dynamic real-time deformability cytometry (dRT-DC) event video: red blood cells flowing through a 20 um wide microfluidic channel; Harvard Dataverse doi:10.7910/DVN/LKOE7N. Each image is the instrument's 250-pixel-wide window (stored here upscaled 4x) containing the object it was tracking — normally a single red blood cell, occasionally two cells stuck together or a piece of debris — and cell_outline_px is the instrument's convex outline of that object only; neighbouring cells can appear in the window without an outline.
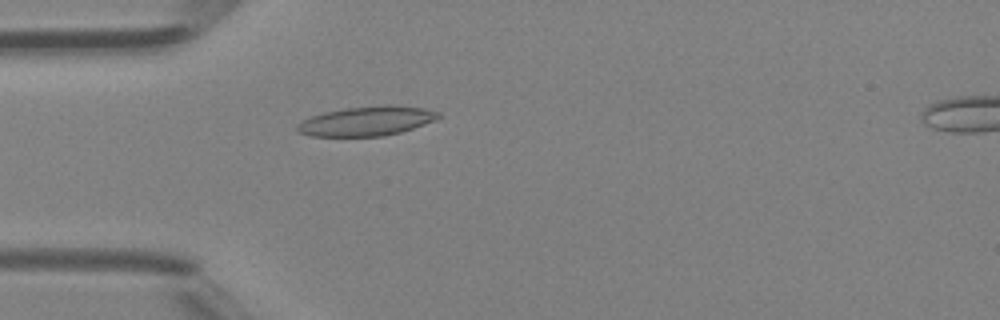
{"species": "Egyptian fruit bat (a non-hibernating species)", "species_latin": "Rousettus aegyptiacus", "temperature_condition": "room temperature", "stored_images_in_passage": 46, "camera_frame_rate_fps": 3000, "um_per_image_px": 0.085, "animal": {"sex": "female"}, "frame": {"image": 1, "passage_image": 14, "time_ms": 4.333, "image_size_px": [1000, 320], "cell_outline_px": [[440, 116], [436, 120], [400, 132], [384, 136], [312, 136], [300, 132], [296, 128], [296, 124], [300, 120], [324, 112], [344, 108], [384, 104], [392, 104], [424, 108], [440, 112]], "centroid_in_image_um": [31.17, 10.27], "position_along_channel_um": 53.8, "area_um2": 24.39}}
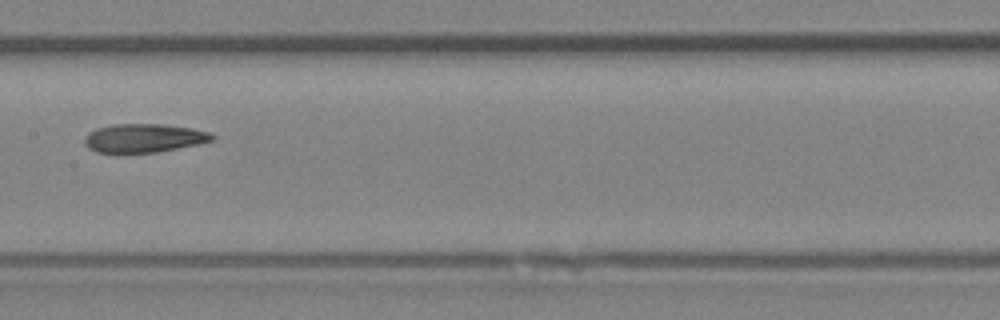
{"frame": {"image": 2, "passage_image": 24, "time_ms": 7.667, "image_size_px": [1000, 320], "cell_outline_px": [[216, 136], [212, 140], [196, 144], [156, 152], [124, 156], [116, 156], [96, 152], [88, 148], [84, 144], [84, 136], [88, 132], [96, 128], [112, 124], [164, 124], [192, 128], [208, 132]], "centroid_in_image_um": [12.1, 11.78], "position_along_channel_um": 195.3, "area_um2": 22.14}}
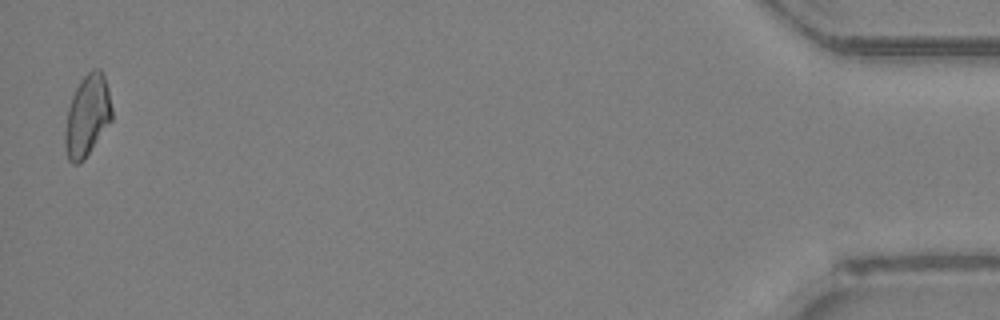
{"frame": {"image": 3, "passage_image": 46, "time_ms": 15.0, "image_size_px": [1000, 320], "cell_outline_px": [[112, 120], [84, 160], [80, 164], [72, 164], [68, 160], [64, 144], [64, 132], [68, 108], [72, 96], [80, 80], [92, 68], [100, 68], [104, 72], [108, 88], [112, 108]], "centroid_in_image_um": [7.42, 9.83], "position_along_channel_um": 427.8, "area_um2": 22.54}, "authors_computed_cell_mechanics": {"area_um2": 22.1374, "velocity_mm_per_s": 4.4648, "shape_relaxation_time_tau1_ms": 6.2572, "shape_relaxation_time_tau2_ms": 4.2007, "deformation_change_tau1": 0.192, "deformation_change_tau2": 0.1179}}